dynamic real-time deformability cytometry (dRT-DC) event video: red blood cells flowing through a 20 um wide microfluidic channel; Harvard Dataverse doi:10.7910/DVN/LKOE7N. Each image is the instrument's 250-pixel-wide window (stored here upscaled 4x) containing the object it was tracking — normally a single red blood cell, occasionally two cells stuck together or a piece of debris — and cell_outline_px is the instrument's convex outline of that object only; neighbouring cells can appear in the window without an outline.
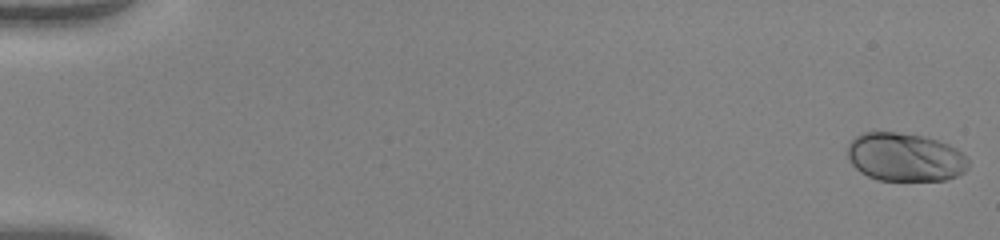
{"species": "human", "species_latin": "Homo sapiens", "temperature_condition": "warm", "stored_images_in_passage": 51, "camera_frame_rate_fps": 3000, "um_per_image_px": 0.085, "donor": {"sex": "female"}, "frame": {"image": 1, "passage_image": 1, "time_ms": 0.0, "image_size_px": [1000, 240], "cell_outline_px": [[968, 168], [964, 172], [956, 176], [944, 180], [876, 180], [860, 172], [848, 160], [848, 144], [860, 132], [896, 132], [924, 136], [948, 144], [964, 152], [968, 160]], "centroid_in_image_um": [76.93, 13.35], "position_along_channel_um": 8.1, "area_um2": 34.28}}
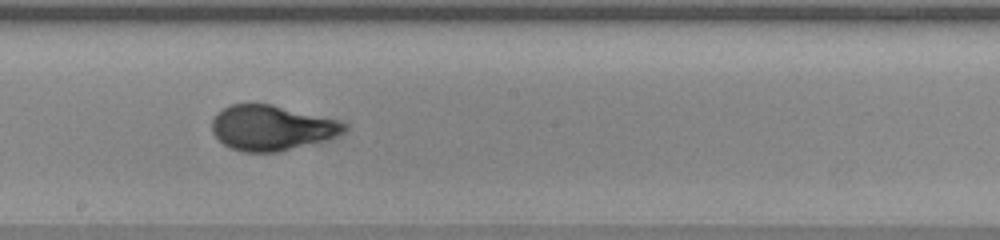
{"frame": {"image": 2, "passage_image": 30, "time_ms": 9.667, "image_size_px": [1000, 240], "cell_outline_px": [[348, 128], [332, 136], [320, 140], [276, 152], [244, 152], [232, 148], [224, 144], [212, 132], [212, 120], [216, 112], [232, 104], [272, 104], [336, 120], [348, 124]], "centroid_in_image_um": [23.0, 10.85], "position_along_channel_um": 225.2, "area_um2": 33.93}}
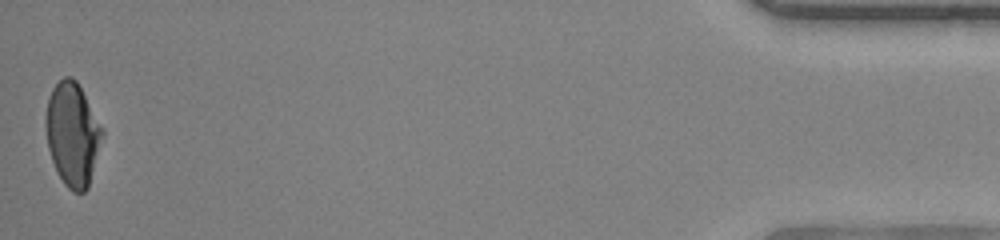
{"frame": {"image": 3, "passage_image": 51, "time_ms": 16.667, "image_size_px": [1000, 240], "cell_outline_px": [[104, 132], [88, 188], [84, 192], [72, 192], [64, 184], [52, 160], [48, 148], [44, 124], [44, 120], [48, 100], [52, 88], [64, 76], [72, 76], [76, 80], [104, 128]], "centroid_in_image_um": [6.16, 11.39], "position_along_channel_um": 429.0, "area_um2": 34.1}, "authors_computed_cell_mechanics": {"area_um2": 33.6396, "velocity_mm_per_s": 4.1178, "shape_relaxation_time_tau1_ms": 4.0236, "shape_relaxation_time_tau2_ms": null, "deformation_change_tau1": 0.197, "deformation_change_tau2": null}}